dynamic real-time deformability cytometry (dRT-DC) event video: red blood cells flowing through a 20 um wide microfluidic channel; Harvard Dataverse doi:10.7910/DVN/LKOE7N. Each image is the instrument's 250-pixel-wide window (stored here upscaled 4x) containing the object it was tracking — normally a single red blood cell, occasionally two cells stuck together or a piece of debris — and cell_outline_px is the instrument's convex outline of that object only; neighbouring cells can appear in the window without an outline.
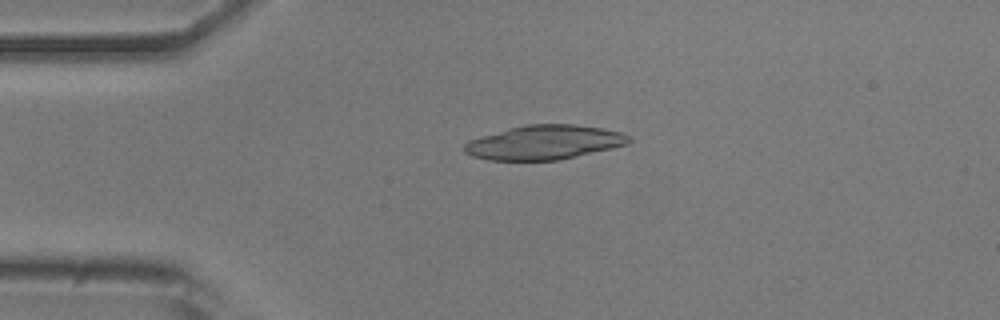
{"species": "common noctule bat (a hibernating species)", "species_latin": "Nyctalus noctula", "temperature_condition": "room temperature", "stored_images_in_passage": 45, "camera_frame_rate_fps": 3000, "um_per_image_px": 0.085, "animal": {"sex": "male", "body_mass_g": 20.5, "forearm_length_mm": 52.5}, "frame": {"image": 1, "passage_image": 11, "time_ms": 3.333, "image_size_px": [1000, 320], "cell_outline_px": [[632, 140], [628, 144], [556, 160], [488, 160], [472, 156], [464, 152], [464, 144], [468, 140], [524, 124], [572, 124], [600, 128], [620, 132], [628, 136]], "centroid_in_image_um": [46.21, 12.1], "position_along_channel_um": 38.8, "area_um2": 32.43}}